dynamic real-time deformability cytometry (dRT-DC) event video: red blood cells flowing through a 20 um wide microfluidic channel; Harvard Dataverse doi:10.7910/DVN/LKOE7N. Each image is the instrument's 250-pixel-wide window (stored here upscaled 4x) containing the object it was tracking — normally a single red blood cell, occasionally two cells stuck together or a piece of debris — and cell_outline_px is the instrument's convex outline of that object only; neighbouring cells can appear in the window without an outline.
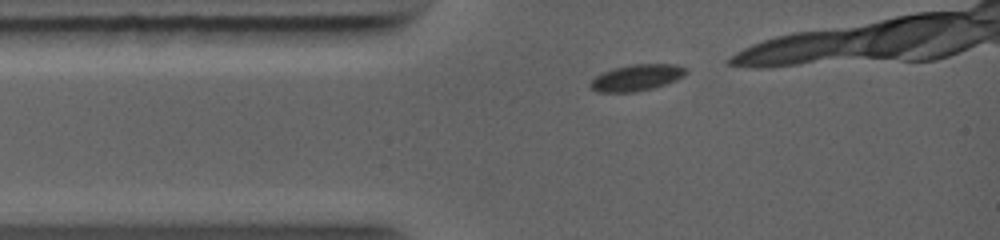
{"species": "common noctule bat (a hibernating species)", "species_latin": "Nyctalus noctula", "temperature_condition": "warm", "stored_images_in_passage": 9, "camera_frame_rate_fps": 5000, "um_per_image_px": 0.085, "animal": {"sex": "female", "body_mass_g": 19.0, "forearm_length_mm": 56.7}, "frame": {"image": 1, "passage_image": 1, "time_ms": 0.0, "image_size_px": [1000, 240], "cell_outline_px": [[688, 72], [684, 76], [676, 80], [652, 88], [636, 92], [596, 92], [588, 84], [596, 76], [612, 68], [632, 64], [676, 64], [688, 68]], "centroid_in_image_um": [54.14, 6.59], "position_along_channel_um": 30.9, "area_um2": 14.74}}
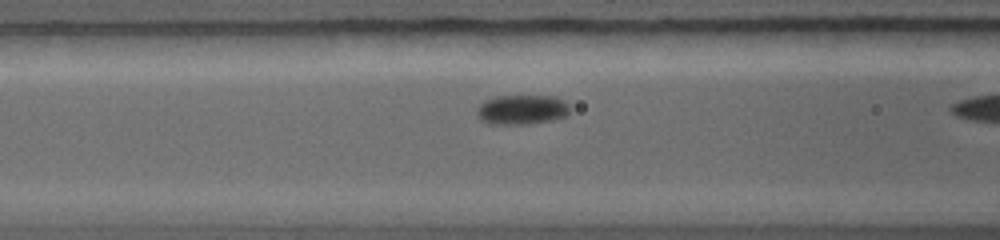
{"frame": {"image": 2, "passage_image": 6, "time_ms": 2.2, "image_size_px": [1000, 240], "cell_outline_px": [[568, 112], [564, 116], [552, 120], [528, 124], [488, 124], [480, 120], [476, 112], [476, 108], [484, 100], [496, 96], [552, 96], [564, 100], [568, 104]], "centroid_in_image_um": [44.3, 9.32], "position_along_channel_um": 122.3, "area_um2": 16.13}}
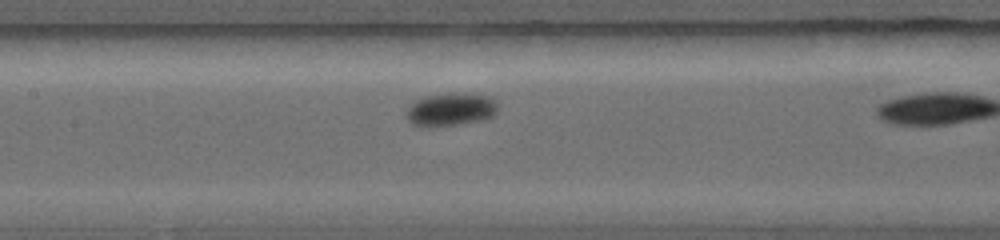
{"frame": {"image": 3, "passage_image": 8, "time_ms": 3.2, "image_size_px": [1000, 240], "cell_outline_px": [[496, 112], [492, 116], [484, 120], [432, 128], [420, 128], [412, 124], [408, 120], [408, 108], [416, 100], [428, 96], [452, 92], [464, 92], [488, 96], [496, 100]], "centroid_in_image_um": [38.31, 9.32], "position_along_channel_um": 169.1, "area_um2": 17.86}}